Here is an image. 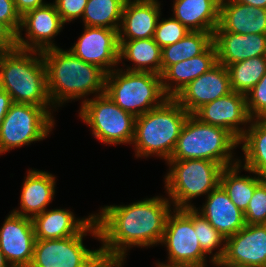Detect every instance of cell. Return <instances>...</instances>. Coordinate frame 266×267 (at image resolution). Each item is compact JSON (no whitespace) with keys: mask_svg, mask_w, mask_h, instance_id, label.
I'll return each instance as SVG.
<instances>
[{"mask_svg":"<svg viewBox=\"0 0 266 267\" xmlns=\"http://www.w3.org/2000/svg\"><path fill=\"white\" fill-rule=\"evenodd\" d=\"M239 141L244 152L241 168L266 178V119H251Z\"/></svg>","mask_w":266,"mask_h":267,"instance_id":"cell-27","label":"cell"},{"mask_svg":"<svg viewBox=\"0 0 266 267\" xmlns=\"http://www.w3.org/2000/svg\"><path fill=\"white\" fill-rule=\"evenodd\" d=\"M50 110L51 107L13 103L0 125V154L47 138L55 124Z\"/></svg>","mask_w":266,"mask_h":267,"instance_id":"cell-10","label":"cell"},{"mask_svg":"<svg viewBox=\"0 0 266 267\" xmlns=\"http://www.w3.org/2000/svg\"><path fill=\"white\" fill-rule=\"evenodd\" d=\"M246 105L251 119L266 118V73L259 82L246 93Z\"/></svg>","mask_w":266,"mask_h":267,"instance_id":"cell-35","label":"cell"},{"mask_svg":"<svg viewBox=\"0 0 266 267\" xmlns=\"http://www.w3.org/2000/svg\"><path fill=\"white\" fill-rule=\"evenodd\" d=\"M119 61L123 58L134 62L128 71L152 72L161 75L162 48L153 38L119 40Z\"/></svg>","mask_w":266,"mask_h":267,"instance_id":"cell-26","label":"cell"},{"mask_svg":"<svg viewBox=\"0 0 266 267\" xmlns=\"http://www.w3.org/2000/svg\"><path fill=\"white\" fill-rule=\"evenodd\" d=\"M79 116L92 129V134L105 144H131L136 117L122 110L103 93L81 103Z\"/></svg>","mask_w":266,"mask_h":267,"instance_id":"cell-9","label":"cell"},{"mask_svg":"<svg viewBox=\"0 0 266 267\" xmlns=\"http://www.w3.org/2000/svg\"><path fill=\"white\" fill-rule=\"evenodd\" d=\"M216 64V49L212 44L199 56L170 65L161 74L162 87L165 94L169 98H174L191 81L208 72ZM169 81L172 83H169Z\"/></svg>","mask_w":266,"mask_h":267,"instance_id":"cell-22","label":"cell"},{"mask_svg":"<svg viewBox=\"0 0 266 267\" xmlns=\"http://www.w3.org/2000/svg\"><path fill=\"white\" fill-rule=\"evenodd\" d=\"M232 92L227 68L217 63L208 72L200 75L185 86L174 99L193 114L206 103Z\"/></svg>","mask_w":266,"mask_h":267,"instance_id":"cell-16","label":"cell"},{"mask_svg":"<svg viewBox=\"0 0 266 267\" xmlns=\"http://www.w3.org/2000/svg\"><path fill=\"white\" fill-rule=\"evenodd\" d=\"M0 21L6 24L16 35L21 26V16L14 0H0Z\"/></svg>","mask_w":266,"mask_h":267,"instance_id":"cell-37","label":"cell"},{"mask_svg":"<svg viewBox=\"0 0 266 267\" xmlns=\"http://www.w3.org/2000/svg\"><path fill=\"white\" fill-rule=\"evenodd\" d=\"M125 2L126 0H88L82 17L84 26L119 31Z\"/></svg>","mask_w":266,"mask_h":267,"instance_id":"cell-30","label":"cell"},{"mask_svg":"<svg viewBox=\"0 0 266 267\" xmlns=\"http://www.w3.org/2000/svg\"><path fill=\"white\" fill-rule=\"evenodd\" d=\"M214 31L266 35V8H258L235 0H221L219 25Z\"/></svg>","mask_w":266,"mask_h":267,"instance_id":"cell-21","label":"cell"},{"mask_svg":"<svg viewBox=\"0 0 266 267\" xmlns=\"http://www.w3.org/2000/svg\"><path fill=\"white\" fill-rule=\"evenodd\" d=\"M217 263L266 267V224H246L225 239V253Z\"/></svg>","mask_w":266,"mask_h":267,"instance_id":"cell-17","label":"cell"},{"mask_svg":"<svg viewBox=\"0 0 266 267\" xmlns=\"http://www.w3.org/2000/svg\"><path fill=\"white\" fill-rule=\"evenodd\" d=\"M213 44L217 63L225 67L248 58L266 56V35L263 34L214 31Z\"/></svg>","mask_w":266,"mask_h":267,"instance_id":"cell-18","label":"cell"},{"mask_svg":"<svg viewBox=\"0 0 266 267\" xmlns=\"http://www.w3.org/2000/svg\"><path fill=\"white\" fill-rule=\"evenodd\" d=\"M90 232L100 240L95 218L78 234L64 239H36L30 267H108L100 249L83 245V236Z\"/></svg>","mask_w":266,"mask_h":267,"instance_id":"cell-8","label":"cell"},{"mask_svg":"<svg viewBox=\"0 0 266 267\" xmlns=\"http://www.w3.org/2000/svg\"><path fill=\"white\" fill-rule=\"evenodd\" d=\"M169 173L165 176L166 193L177 209L194 208L190 200L209 194L220 185L224 167L204 159L167 161Z\"/></svg>","mask_w":266,"mask_h":267,"instance_id":"cell-7","label":"cell"},{"mask_svg":"<svg viewBox=\"0 0 266 267\" xmlns=\"http://www.w3.org/2000/svg\"><path fill=\"white\" fill-rule=\"evenodd\" d=\"M160 10L157 0H126L118 31L119 40L153 38Z\"/></svg>","mask_w":266,"mask_h":267,"instance_id":"cell-19","label":"cell"},{"mask_svg":"<svg viewBox=\"0 0 266 267\" xmlns=\"http://www.w3.org/2000/svg\"><path fill=\"white\" fill-rule=\"evenodd\" d=\"M237 145L239 141L228 130L204 123L190 114L168 161L204 159L225 168L239 163L231 151Z\"/></svg>","mask_w":266,"mask_h":267,"instance_id":"cell-5","label":"cell"},{"mask_svg":"<svg viewBox=\"0 0 266 267\" xmlns=\"http://www.w3.org/2000/svg\"><path fill=\"white\" fill-rule=\"evenodd\" d=\"M193 224L201 249L206 255H212L213 250L222 245L211 257V261H220L225 253V238L195 208H193Z\"/></svg>","mask_w":266,"mask_h":267,"instance_id":"cell-32","label":"cell"},{"mask_svg":"<svg viewBox=\"0 0 266 267\" xmlns=\"http://www.w3.org/2000/svg\"><path fill=\"white\" fill-rule=\"evenodd\" d=\"M105 94L135 117L161 106L169 98L163 90L161 75L118 68L106 74Z\"/></svg>","mask_w":266,"mask_h":267,"instance_id":"cell-6","label":"cell"},{"mask_svg":"<svg viewBox=\"0 0 266 267\" xmlns=\"http://www.w3.org/2000/svg\"><path fill=\"white\" fill-rule=\"evenodd\" d=\"M235 1L252 7L266 8V0H235Z\"/></svg>","mask_w":266,"mask_h":267,"instance_id":"cell-41","label":"cell"},{"mask_svg":"<svg viewBox=\"0 0 266 267\" xmlns=\"http://www.w3.org/2000/svg\"><path fill=\"white\" fill-rule=\"evenodd\" d=\"M207 264H196V265H175V266H156V267H205Z\"/></svg>","mask_w":266,"mask_h":267,"instance_id":"cell-44","label":"cell"},{"mask_svg":"<svg viewBox=\"0 0 266 267\" xmlns=\"http://www.w3.org/2000/svg\"><path fill=\"white\" fill-rule=\"evenodd\" d=\"M76 219L73 212L67 209H47L32 218L36 239H64L78 235L93 219Z\"/></svg>","mask_w":266,"mask_h":267,"instance_id":"cell-24","label":"cell"},{"mask_svg":"<svg viewBox=\"0 0 266 267\" xmlns=\"http://www.w3.org/2000/svg\"><path fill=\"white\" fill-rule=\"evenodd\" d=\"M242 161L233 166L225 167L220 176V186L229 196L233 204L242 210L247 206L252 198L255 188L265 179V177L256 174V177L240 176V167ZM239 175V176H238Z\"/></svg>","mask_w":266,"mask_h":267,"instance_id":"cell-29","label":"cell"},{"mask_svg":"<svg viewBox=\"0 0 266 267\" xmlns=\"http://www.w3.org/2000/svg\"><path fill=\"white\" fill-rule=\"evenodd\" d=\"M48 93L53 107L86 95L105 93L106 73L59 47L45 50ZM62 104V105H60Z\"/></svg>","mask_w":266,"mask_h":267,"instance_id":"cell-2","label":"cell"},{"mask_svg":"<svg viewBox=\"0 0 266 267\" xmlns=\"http://www.w3.org/2000/svg\"><path fill=\"white\" fill-rule=\"evenodd\" d=\"M17 35L0 21V53L17 49Z\"/></svg>","mask_w":266,"mask_h":267,"instance_id":"cell-38","label":"cell"},{"mask_svg":"<svg viewBox=\"0 0 266 267\" xmlns=\"http://www.w3.org/2000/svg\"><path fill=\"white\" fill-rule=\"evenodd\" d=\"M226 68L232 91L246 95L266 73V56L248 58Z\"/></svg>","mask_w":266,"mask_h":267,"instance_id":"cell-31","label":"cell"},{"mask_svg":"<svg viewBox=\"0 0 266 267\" xmlns=\"http://www.w3.org/2000/svg\"><path fill=\"white\" fill-rule=\"evenodd\" d=\"M244 216L246 224H266V178L255 188Z\"/></svg>","mask_w":266,"mask_h":267,"instance_id":"cell-34","label":"cell"},{"mask_svg":"<svg viewBox=\"0 0 266 267\" xmlns=\"http://www.w3.org/2000/svg\"><path fill=\"white\" fill-rule=\"evenodd\" d=\"M0 88L10 94L13 103L53 106L45 63L39 51L17 48L0 53Z\"/></svg>","mask_w":266,"mask_h":267,"instance_id":"cell-3","label":"cell"},{"mask_svg":"<svg viewBox=\"0 0 266 267\" xmlns=\"http://www.w3.org/2000/svg\"><path fill=\"white\" fill-rule=\"evenodd\" d=\"M194 208L225 239L231 237L246 225L244 212L233 204L220 185L207 195L206 202L200 210Z\"/></svg>","mask_w":266,"mask_h":267,"instance_id":"cell-20","label":"cell"},{"mask_svg":"<svg viewBox=\"0 0 266 267\" xmlns=\"http://www.w3.org/2000/svg\"><path fill=\"white\" fill-rule=\"evenodd\" d=\"M0 267H12L7 259L5 258V255L3 254V252L1 251V248H0Z\"/></svg>","mask_w":266,"mask_h":267,"instance_id":"cell-43","label":"cell"},{"mask_svg":"<svg viewBox=\"0 0 266 267\" xmlns=\"http://www.w3.org/2000/svg\"><path fill=\"white\" fill-rule=\"evenodd\" d=\"M173 18L190 31L213 34L219 25L221 0H174Z\"/></svg>","mask_w":266,"mask_h":267,"instance_id":"cell-25","label":"cell"},{"mask_svg":"<svg viewBox=\"0 0 266 267\" xmlns=\"http://www.w3.org/2000/svg\"><path fill=\"white\" fill-rule=\"evenodd\" d=\"M16 9L20 16H23L25 13L41 7L47 3H44L43 0H14Z\"/></svg>","mask_w":266,"mask_h":267,"instance_id":"cell-39","label":"cell"},{"mask_svg":"<svg viewBox=\"0 0 266 267\" xmlns=\"http://www.w3.org/2000/svg\"><path fill=\"white\" fill-rule=\"evenodd\" d=\"M12 104L10 94L0 88V125Z\"/></svg>","mask_w":266,"mask_h":267,"instance_id":"cell-40","label":"cell"},{"mask_svg":"<svg viewBox=\"0 0 266 267\" xmlns=\"http://www.w3.org/2000/svg\"><path fill=\"white\" fill-rule=\"evenodd\" d=\"M36 238L32 219L14 212L0 229V248L12 267H30Z\"/></svg>","mask_w":266,"mask_h":267,"instance_id":"cell-15","label":"cell"},{"mask_svg":"<svg viewBox=\"0 0 266 267\" xmlns=\"http://www.w3.org/2000/svg\"><path fill=\"white\" fill-rule=\"evenodd\" d=\"M119 47L118 30L85 26L84 33L69 51L108 74L120 62Z\"/></svg>","mask_w":266,"mask_h":267,"instance_id":"cell-12","label":"cell"},{"mask_svg":"<svg viewBox=\"0 0 266 267\" xmlns=\"http://www.w3.org/2000/svg\"><path fill=\"white\" fill-rule=\"evenodd\" d=\"M173 212L168 215L161 241L167 247L168 262H158L156 266L206 264L207 255L201 249L194 230L193 208H175Z\"/></svg>","mask_w":266,"mask_h":267,"instance_id":"cell-11","label":"cell"},{"mask_svg":"<svg viewBox=\"0 0 266 267\" xmlns=\"http://www.w3.org/2000/svg\"><path fill=\"white\" fill-rule=\"evenodd\" d=\"M88 0H55L54 5L63 23L83 17Z\"/></svg>","mask_w":266,"mask_h":267,"instance_id":"cell-36","label":"cell"},{"mask_svg":"<svg viewBox=\"0 0 266 267\" xmlns=\"http://www.w3.org/2000/svg\"><path fill=\"white\" fill-rule=\"evenodd\" d=\"M212 44L213 34L189 31L180 41L162 48L161 74L172 64L199 56Z\"/></svg>","mask_w":266,"mask_h":267,"instance_id":"cell-28","label":"cell"},{"mask_svg":"<svg viewBox=\"0 0 266 267\" xmlns=\"http://www.w3.org/2000/svg\"><path fill=\"white\" fill-rule=\"evenodd\" d=\"M193 115L209 125L228 130L238 141L246 132L239 125L250 123L245 94L230 92L197 109Z\"/></svg>","mask_w":266,"mask_h":267,"instance_id":"cell-14","label":"cell"},{"mask_svg":"<svg viewBox=\"0 0 266 267\" xmlns=\"http://www.w3.org/2000/svg\"><path fill=\"white\" fill-rule=\"evenodd\" d=\"M169 198H146L130 205H110L94 215L101 257L108 267H121L131 247H151L161 243L168 215Z\"/></svg>","mask_w":266,"mask_h":267,"instance_id":"cell-1","label":"cell"},{"mask_svg":"<svg viewBox=\"0 0 266 267\" xmlns=\"http://www.w3.org/2000/svg\"><path fill=\"white\" fill-rule=\"evenodd\" d=\"M63 25L54 3L37 7L21 16L17 46L19 49L39 52L57 48L51 38L58 35ZM23 29H26L27 39L22 37L21 30Z\"/></svg>","mask_w":266,"mask_h":267,"instance_id":"cell-13","label":"cell"},{"mask_svg":"<svg viewBox=\"0 0 266 267\" xmlns=\"http://www.w3.org/2000/svg\"><path fill=\"white\" fill-rule=\"evenodd\" d=\"M55 176L46 171L29 170L20 195V210L12 212L33 218L46 210L55 194Z\"/></svg>","mask_w":266,"mask_h":267,"instance_id":"cell-23","label":"cell"},{"mask_svg":"<svg viewBox=\"0 0 266 267\" xmlns=\"http://www.w3.org/2000/svg\"><path fill=\"white\" fill-rule=\"evenodd\" d=\"M159 21L160 17L157 21L153 39L161 48L180 41L190 31L173 17Z\"/></svg>","mask_w":266,"mask_h":267,"instance_id":"cell-33","label":"cell"},{"mask_svg":"<svg viewBox=\"0 0 266 267\" xmlns=\"http://www.w3.org/2000/svg\"><path fill=\"white\" fill-rule=\"evenodd\" d=\"M190 114L174 99L136 117L134 138L135 156L155 155L168 161L177 139Z\"/></svg>","mask_w":266,"mask_h":267,"instance_id":"cell-4","label":"cell"},{"mask_svg":"<svg viewBox=\"0 0 266 267\" xmlns=\"http://www.w3.org/2000/svg\"><path fill=\"white\" fill-rule=\"evenodd\" d=\"M214 266L218 267H256L252 265H244V264H234V263H217L216 261H211Z\"/></svg>","mask_w":266,"mask_h":267,"instance_id":"cell-42","label":"cell"}]
</instances>
